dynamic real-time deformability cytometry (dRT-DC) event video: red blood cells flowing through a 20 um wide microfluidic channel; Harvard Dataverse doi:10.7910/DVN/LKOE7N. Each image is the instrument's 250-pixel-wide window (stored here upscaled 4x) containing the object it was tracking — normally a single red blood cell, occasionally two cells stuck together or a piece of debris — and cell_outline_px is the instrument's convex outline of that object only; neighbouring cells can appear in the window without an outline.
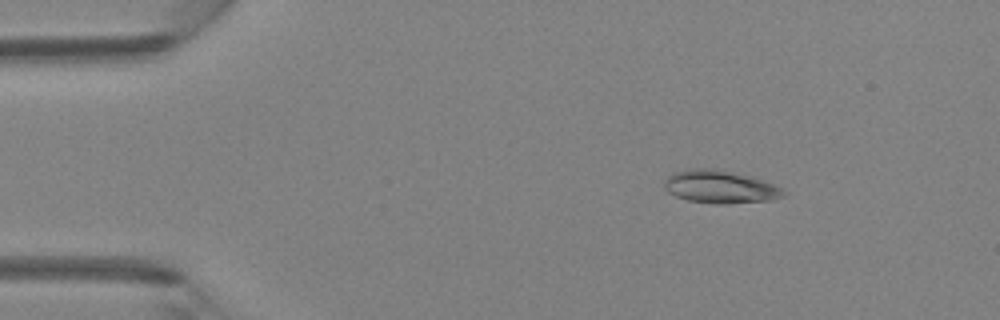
{"species": "Egyptian fruit bat (a non-hibernating species)", "species_latin": "Rousettus aegyptiacus", "temperature_condition": "room temperature", "stored_images_in_passage": 4, "camera_frame_rate_fps": 3000, "um_per_image_px": 0.085, "animal": {"sex": "female"}, "frame": {"image": 1, "passage_image": 2, "time_ms": 1.333, "image_size_px": [1000, 320], "cell_outline_px": [[788, 192], [784, 196], [772, 200], [728, 204], [716, 204], [688, 200], [676, 196], [668, 192], [664, 188], [664, 180], [672, 172], [688, 168], [720, 168], [752, 176], [784, 188]], "centroid_in_image_um": [61.23, 15.86], "position_along_channel_um": 23.8, "area_um2": 23.41}}
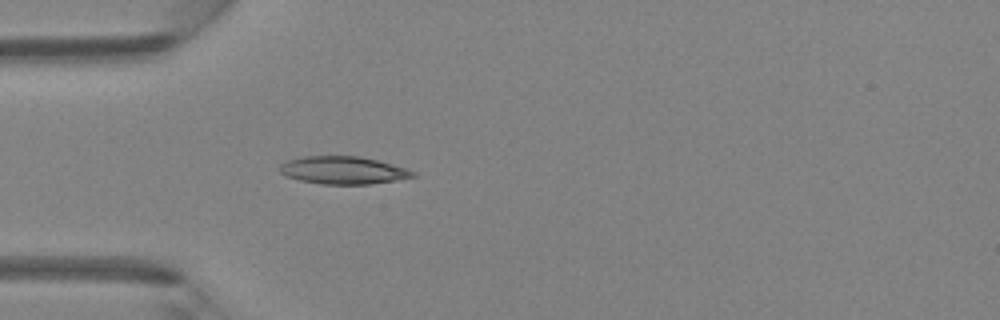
{"frame": {"image": 2, "passage_image": 4, "time_ms": 3.667, "image_size_px": [1000, 320], "cell_outline_px": [[416, 176], [368, 184], [320, 184], [300, 180], [284, 176], [280, 172], [280, 164], [284, 160], [304, 156], [360, 156], [408, 168], [416, 172]], "centroid_in_image_um": [29.12, 14.46], "position_along_channel_um": 55.9, "area_um2": 21.5}}